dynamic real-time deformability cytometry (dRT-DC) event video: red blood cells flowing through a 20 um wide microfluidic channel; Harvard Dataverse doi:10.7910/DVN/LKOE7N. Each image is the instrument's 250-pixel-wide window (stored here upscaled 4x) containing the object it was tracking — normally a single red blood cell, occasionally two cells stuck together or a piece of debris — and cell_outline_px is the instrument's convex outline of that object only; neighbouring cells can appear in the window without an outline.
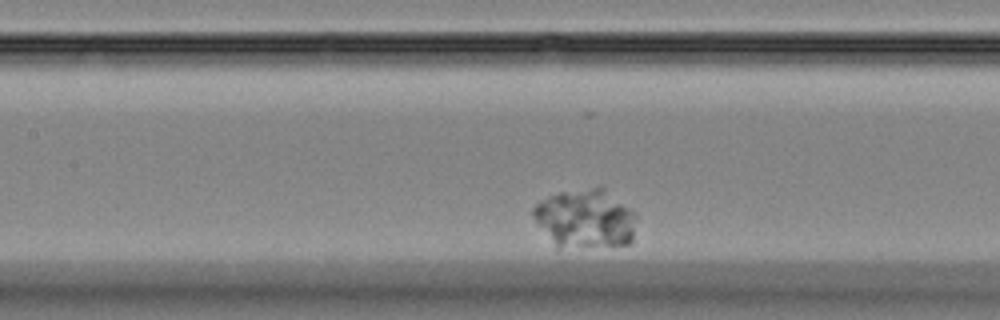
{"species": "Egyptian fruit bat (a non-hibernating species)", "species_latin": "Rousettus aegyptiacus", "temperature_condition": "room temperature", "stored_images_in_passage": 38, "camera_frame_rate_fps": 3000, "um_per_image_px": 0.085, "animal": {"sex": "female"}, "frame": {"image": 1, "passage_image": 16, "time_ms": 5.0, "image_size_px": [1000, 320], "cell_outline_px": [[636, 216], [632, 240], [628, 244], [560, 248], [556, 248], [536, 224], [532, 216], [532, 208], [536, 204], [548, 196], [560, 192], [600, 184], [604, 184], [632, 208], [636, 212]], "centroid_in_image_um": [49.76, 18.53], "position_along_channel_um": 157.6, "area_um2": 36.59}}
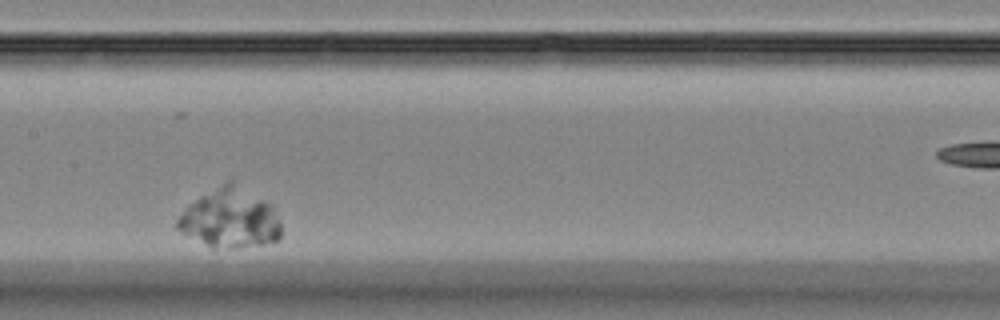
{"frame": {"image": 2, "passage_image": 19, "time_ms": 6.0, "image_size_px": [1000, 320], "cell_outline_px": [[280, 236], [276, 240], [264, 244], [216, 248], [212, 248], [180, 232], [176, 228], [176, 220], [188, 204], [200, 196], [228, 180], [232, 180], [272, 204], [280, 224]], "centroid_in_image_um": [19.53, 18.54], "position_along_channel_um": 187.9, "area_um2": 35.66}}